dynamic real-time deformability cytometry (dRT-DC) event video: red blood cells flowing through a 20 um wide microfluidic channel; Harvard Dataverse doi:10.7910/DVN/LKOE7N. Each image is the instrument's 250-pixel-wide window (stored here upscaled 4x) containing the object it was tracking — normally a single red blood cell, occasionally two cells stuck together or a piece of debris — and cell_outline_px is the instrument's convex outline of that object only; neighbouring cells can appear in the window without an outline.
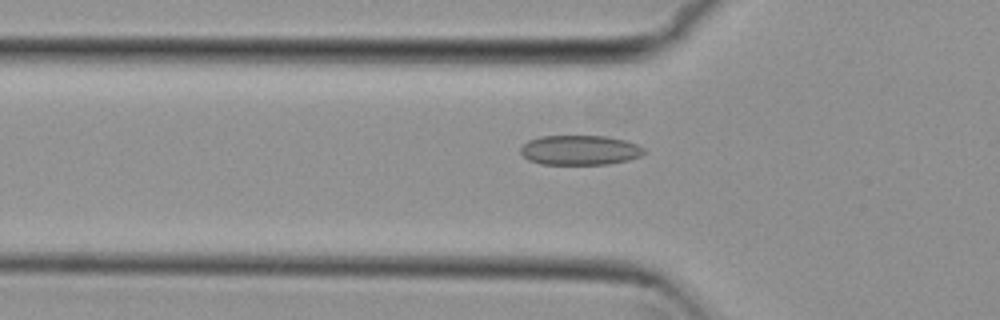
{"species": "common noctule bat (a hibernating species)", "species_latin": "Nyctalus noctula", "temperature_condition": "cold", "stored_images_in_passage": 55, "camera_frame_rate_fps": 3000, "um_per_image_px": 0.085, "animal": {"sex": "female", "body_mass_g": 29.2, "forearm_length_mm": 56.3}, "frame": {"image": 1, "passage_image": 18, "time_ms": 5.667, "image_size_px": [1000, 320], "cell_outline_px": [[648, 152], [640, 156], [628, 160], [608, 164], [540, 164], [528, 160], [520, 152], [520, 148], [528, 140], [540, 136], [604, 136], [624, 140], [636, 144], [644, 148]], "centroid_in_image_um": [49.29, 12.76], "position_along_channel_um": 76.5, "area_um2": 21.44}}
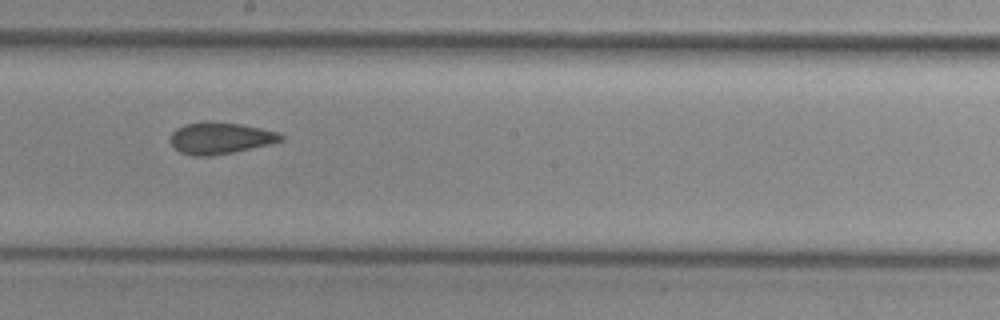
{"frame": {"image": 2, "passage_image": 30, "time_ms": 9.667, "image_size_px": [1000, 320], "cell_outline_px": [[284, 140], [272, 144], [212, 156], [192, 156], [180, 152], [168, 140], [168, 136], [176, 128], [184, 124], [240, 124], [280, 132], [284, 136]], "centroid_in_image_um": [18.74, 11.78], "position_along_channel_um": 229.5, "area_um2": 19.94}}
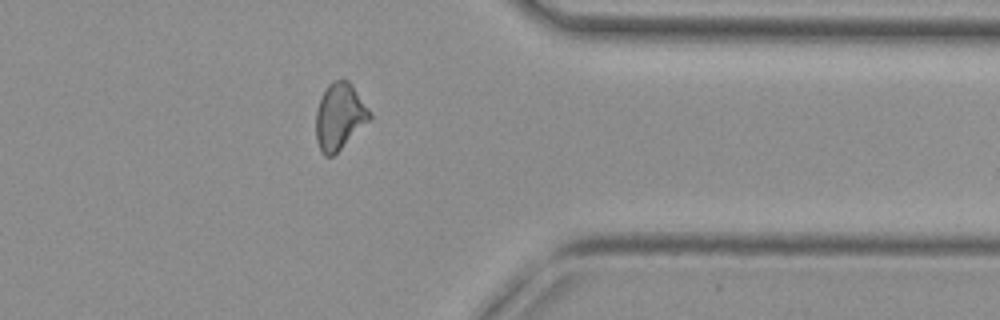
{"frame": {"image": 3, "passage_image": 43, "time_ms": 14.0, "image_size_px": [1000, 320], "cell_outline_px": [[372, 116], [332, 156], [324, 156], [320, 152], [316, 140], [316, 108], [328, 84], [332, 80], [348, 80], [352, 84], [368, 108]], "centroid_in_image_um": [28.82, 9.87], "position_along_channel_um": 382.6, "area_um2": 20.35}, "authors_computed_cell_mechanics": {"area_um2": 20.808, "velocity_mm_per_s": 3.8099, "shape_relaxation_time_tau1_ms": null, "shape_relaxation_time_tau2_ms": 2.1637, "deformation_change_tau1": null, "deformation_change_tau2": 0.0749}}